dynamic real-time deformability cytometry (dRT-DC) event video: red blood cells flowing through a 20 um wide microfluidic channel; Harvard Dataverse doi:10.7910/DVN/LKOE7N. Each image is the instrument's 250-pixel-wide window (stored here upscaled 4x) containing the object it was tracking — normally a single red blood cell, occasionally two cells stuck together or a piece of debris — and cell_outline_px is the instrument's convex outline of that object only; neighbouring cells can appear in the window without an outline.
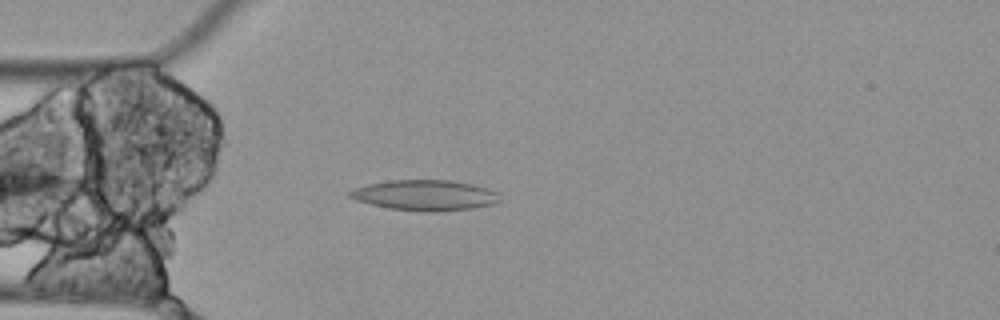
{"species": "Egyptian fruit bat (a non-hibernating species)", "species_latin": "Rousettus aegyptiacus", "temperature_condition": "cold", "stored_images_in_passage": 2, "camera_frame_rate_fps": 3000, "um_per_image_px": 0.085, "animal": {"sex": "female"}, "frame": {"image": 1, "passage_image": 2, "time_ms": 0.333, "image_size_px": [1000, 320], "cell_outline_px": [[500, 200], [492, 204], [472, 208], [436, 212], [424, 212], [392, 208], [372, 204], [356, 200], [348, 196], [348, 192], [356, 188], [368, 184], [388, 180], [452, 180], [472, 184], [488, 188], [496, 192]], "centroid_in_image_um": [36.13, 16.59], "position_along_channel_um": 48.9, "area_um2": 26.47}}